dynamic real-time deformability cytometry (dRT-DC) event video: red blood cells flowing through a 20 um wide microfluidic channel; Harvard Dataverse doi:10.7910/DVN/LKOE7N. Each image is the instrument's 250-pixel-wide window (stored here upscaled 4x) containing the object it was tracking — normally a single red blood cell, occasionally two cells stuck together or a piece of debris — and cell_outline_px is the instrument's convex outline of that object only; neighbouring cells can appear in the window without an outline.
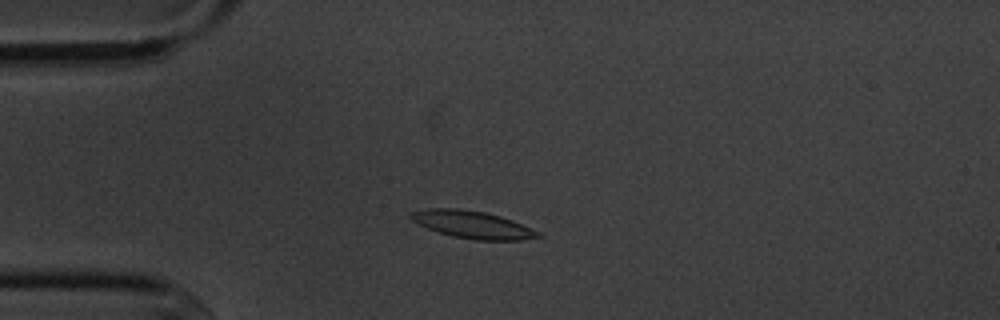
{"species": "common noctule bat (a hibernating species)", "species_latin": "Nyctalus noctula", "temperature_condition": "cold", "stored_images_in_passage": 9, "camera_frame_rate_fps": 3000, "um_per_image_px": 0.085, "animal": {"sex": "male", "body_mass_g": 20.1, "forearm_length_mm": 53.5}, "frame": {"image": 1, "passage_image": 3, "time_ms": 2.333, "image_size_px": [1000, 320], "cell_outline_px": [[544, 236], [520, 240], [476, 240], [452, 236], [416, 224], [408, 216], [408, 212], [428, 208], [460, 208], [484, 212], [500, 216], [512, 220], [540, 232]], "centroid_in_image_um": [40.13, 19.08], "position_along_channel_um": 44.9, "area_um2": 20.4}}
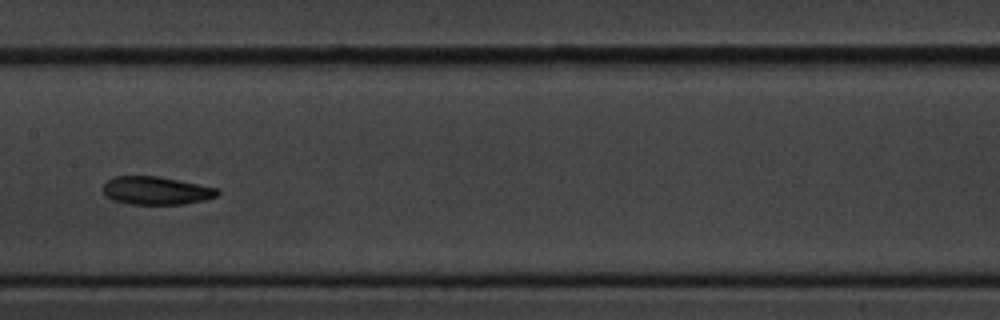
{"frame": {"image": 2, "passage_image": 7, "time_ms": 7.0, "image_size_px": [1000, 320], "cell_outline_px": [[220, 192], [216, 196], [204, 200], [184, 204], [128, 204], [112, 200], [104, 196], [100, 188], [108, 180], [116, 176], [160, 176], [220, 188]], "centroid_in_image_um": [13.25, 16.2], "position_along_channel_um": 194.1, "area_um2": 19.07}}
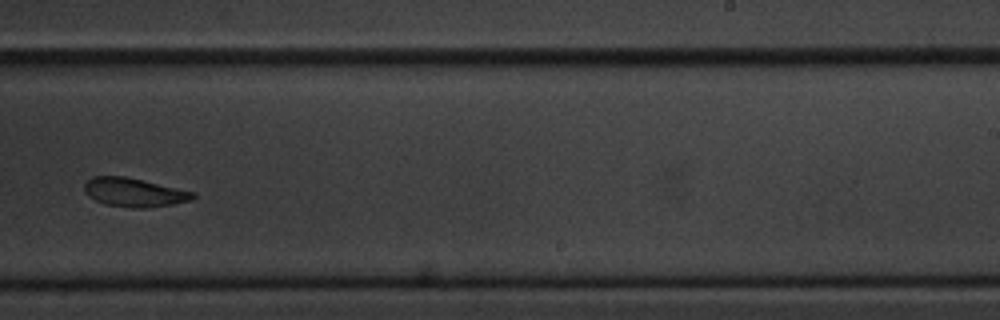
{"frame": {"image": 3, "passage_image": 9, "time_ms": 9.333, "image_size_px": [1000, 320], "cell_outline_px": [[196, 196], [192, 200], [172, 204], [140, 208], [132, 208], [104, 204], [88, 196], [84, 192], [84, 184], [92, 176], [124, 176], [196, 192]], "centroid_in_image_um": [11.39, 16.35], "position_along_channel_um": 277.6, "area_um2": 18.15}}